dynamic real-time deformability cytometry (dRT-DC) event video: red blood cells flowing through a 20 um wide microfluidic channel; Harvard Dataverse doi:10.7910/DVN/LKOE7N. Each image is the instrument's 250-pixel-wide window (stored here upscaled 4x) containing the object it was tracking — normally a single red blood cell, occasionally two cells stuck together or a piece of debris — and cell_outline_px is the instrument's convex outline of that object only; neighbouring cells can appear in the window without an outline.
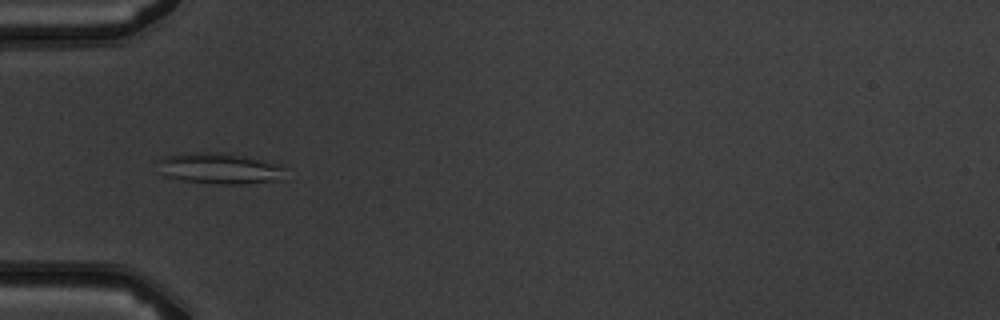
{"species": "common noctule bat (a hibernating species)", "species_latin": "Nyctalus noctula", "temperature_condition": "warm", "stored_images_in_passage": 6, "camera_frame_rate_fps": 3000, "um_per_image_px": 0.085, "animal": {"sex": "male", "body_mass_g": 19.5, "forearm_length_mm": 54.6}, "frame": {"image": 1, "passage_image": 5, "time_ms": 5.333, "image_size_px": [1000, 320], "cell_outline_px": [[284, 180], [244, 184], [220, 184], [184, 180], [164, 176], [156, 160], [164, 156], [192, 152], [216, 152], [240, 156], [284, 164]], "centroid_in_image_um": [18.7, 14.32], "position_along_channel_um": 66.3, "area_um2": 23.06}}
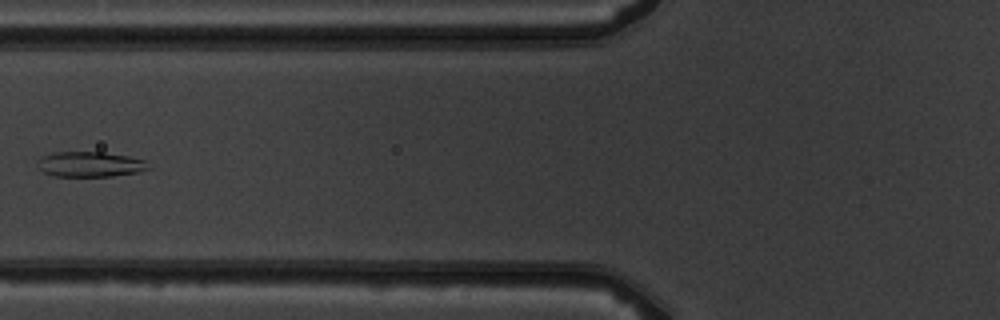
{"frame": {"image": 2, "passage_image": 6, "time_ms": 6.667, "image_size_px": [1000, 320], "cell_outline_px": [[152, 168], [136, 172], [112, 176], [56, 176], [44, 172], [36, 168], [36, 160], [40, 156], [56, 152], [104, 152], [128, 156], [144, 160]], "centroid_in_image_um": [7.6, 13.96], "position_along_channel_um": 118.2, "area_um2": 16.42}}